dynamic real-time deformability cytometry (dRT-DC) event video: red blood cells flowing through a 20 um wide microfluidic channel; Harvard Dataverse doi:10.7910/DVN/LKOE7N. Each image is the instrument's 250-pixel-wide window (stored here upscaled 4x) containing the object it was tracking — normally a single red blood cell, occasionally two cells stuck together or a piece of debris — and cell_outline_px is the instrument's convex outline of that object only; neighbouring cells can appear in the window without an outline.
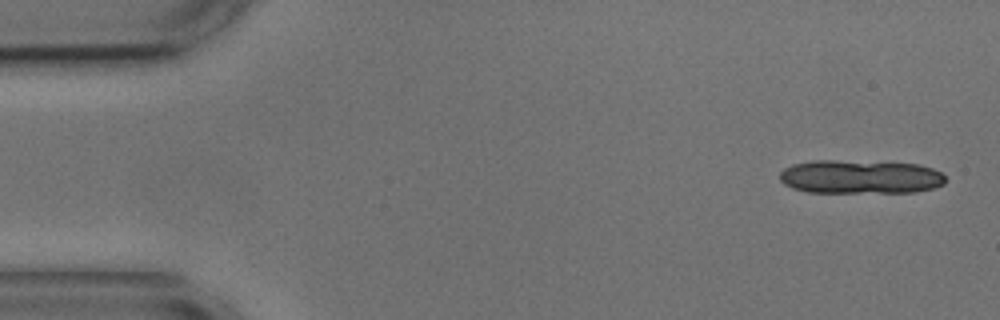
{"species": "common noctule bat (a hibernating species)", "species_latin": "Nyctalus noctula", "temperature_condition": "cold", "stored_images_in_passage": 5, "camera_frame_rate_fps": 3000, "um_per_image_px": 0.085, "animal": {"sex": "male", "body_mass_g": 17.9, "forearm_length_mm": 54.2}, "frame": {"image": 1, "passage_image": 1, "time_ms": 0.0, "image_size_px": [1000, 320], "cell_outline_px": [[944, 184], [932, 188], [916, 192], [808, 192], [792, 188], [784, 184], [780, 180], [780, 172], [784, 168], [792, 164], [812, 160], [836, 160], [920, 164], [932, 168], [940, 172], [944, 176]], "centroid_in_image_um": [73.09, 15.03], "position_along_channel_um": 11.9, "area_um2": 32.66}}